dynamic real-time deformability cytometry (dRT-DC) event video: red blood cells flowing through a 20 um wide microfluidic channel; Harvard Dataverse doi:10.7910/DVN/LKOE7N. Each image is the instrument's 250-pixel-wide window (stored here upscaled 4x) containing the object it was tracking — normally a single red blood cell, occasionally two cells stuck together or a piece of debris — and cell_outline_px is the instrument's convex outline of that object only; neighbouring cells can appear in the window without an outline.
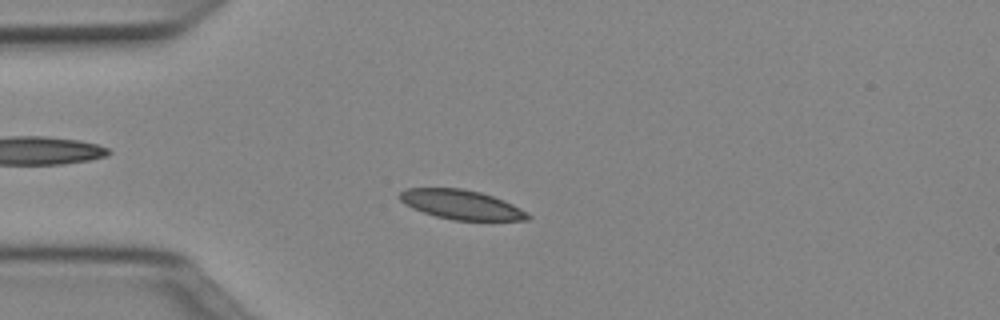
{"species": "Egyptian fruit bat (a non-hibernating species)", "species_latin": "Rousettus aegyptiacus", "temperature_condition": "cold", "stored_images_in_passage": 43, "camera_frame_rate_fps": 3000, "um_per_image_px": 0.085, "animal": {"sex": "female"}, "frame": {"image": 1, "passage_image": 5, "time_ms": 1.333, "image_size_px": [1000, 320], "cell_outline_px": [[532, 216], [528, 220], [452, 220], [436, 216], [412, 208], [404, 204], [400, 200], [400, 192], [408, 188], [460, 188], [480, 192], [504, 200], [528, 212]], "centroid_in_image_um": [39.23, 17.39], "position_along_channel_um": 45.8, "area_um2": 21.85}}
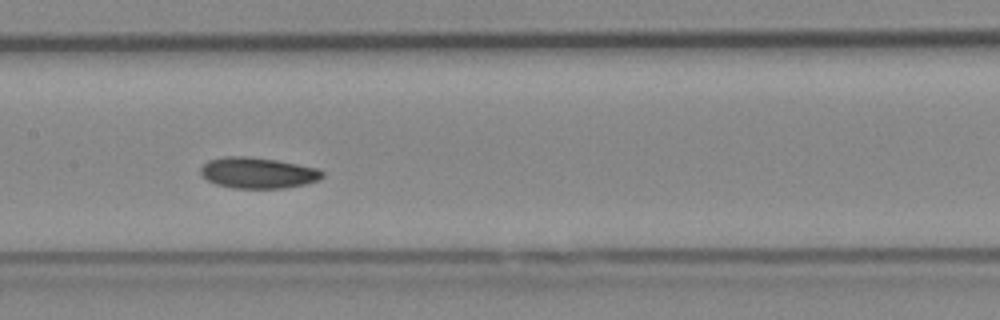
{"frame": {"image": 2, "passage_image": 17, "time_ms": 5.333, "image_size_px": [1000, 320], "cell_outline_px": [[324, 176], [320, 180], [304, 184], [284, 188], [232, 188], [216, 184], [200, 176], [200, 168], [208, 160], [224, 156], [248, 156], [276, 160], [320, 168], [324, 172]], "centroid_in_image_um": [21.92, 14.69], "position_along_channel_um": 185.5, "area_um2": 22.2}}
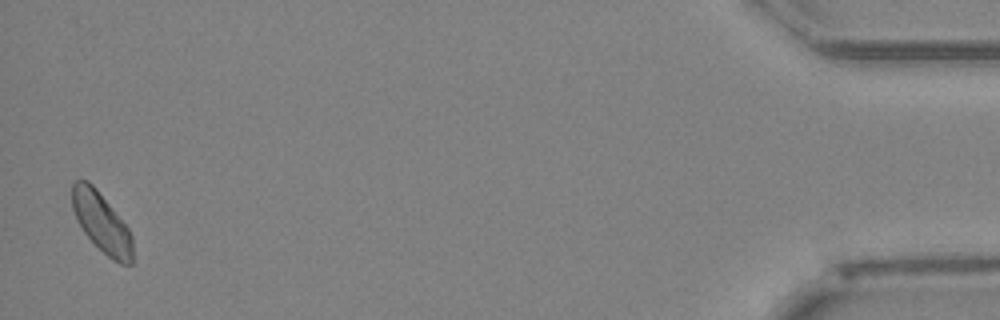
{"frame": {"image": 3, "passage_image": 42, "time_ms": 13.667, "image_size_px": [1000, 320], "cell_outline_px": [[132, 264], [120, 264], [112, 260], [84, 232], [76, 220], [72, 208], [72, 184], [76, 180], [88, 180], [96, 188], [128, 228], [132, 236]], "centroid_in_image_um": [8.62, 18.9], "position_along_channel_um": 426.6, "area_um2": 20.75}, "authors_computed_cell_mechanics": {"area_um2": 21.5016, "velocity_mm_per_s": 3.9511, "shape_relaxation_time_tau1_ms": 2.9132, "shape_relaxation_time_tau2_ms": null, "deformation_change_tau1": 0.0765, "deformation_change_tau2": null}}